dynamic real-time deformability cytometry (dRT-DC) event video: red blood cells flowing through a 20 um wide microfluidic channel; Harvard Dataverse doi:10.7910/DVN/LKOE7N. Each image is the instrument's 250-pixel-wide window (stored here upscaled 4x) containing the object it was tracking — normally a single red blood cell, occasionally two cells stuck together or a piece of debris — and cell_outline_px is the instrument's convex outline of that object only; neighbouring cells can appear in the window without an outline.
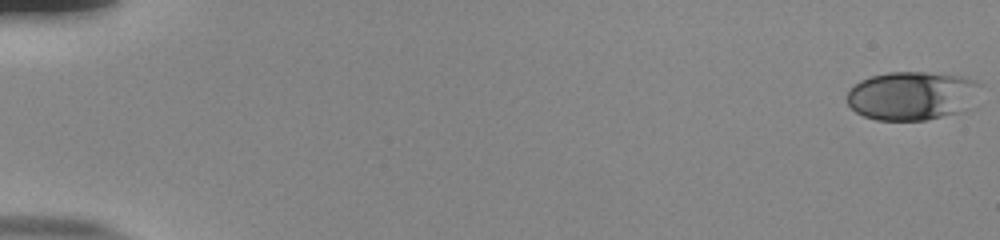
{"species": "human", "species_latin": "Homo sapiens", "temperature_condition": "room temperature", "stored_images_in_passage": 55, "camera_frame_rate_fps": 3000, "um_per_image_px": 0.085, "donor": {"sex": "male"}, "frame": {"image": 1, "passage_image": 1, "time_ms": 0.0, "image_size_px": [1000, 240], "cell_outline_px": [[980, 84], [968, 108], [964, 112], [928, 120], [876, 120], [864, 116], [856, 112], [848, 104], [848, 92], [860, 80], [872, 76], [888, 72], [924, 72], [964, 76], [976, 80]], "centroid_in_image_um": [77.53, 8.14], "position_along_channel_um": 7.5, "area_um2": 37.8}}
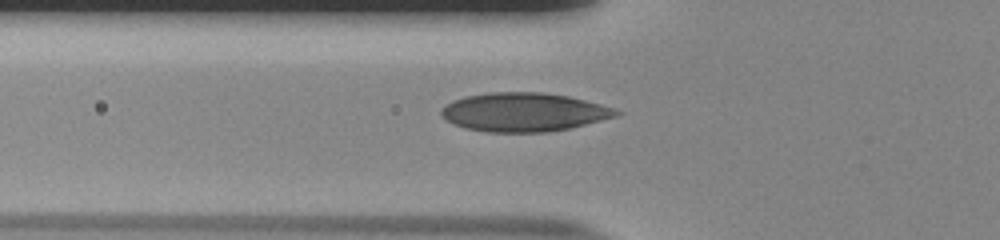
{"frame": {"image": 2, "passage_image": 21, "time_ms": 6.667, "image_size_px": [1000, 240], "cell_outline_px": [[624, 112], [620, 116], [568, 128], [548, 132], [484, 132], [464, 128], [452, 124], [444, 120], [440, 116], [440, 108], [444, 104], [452, 100], [464, 96], [488, 92], [544, 92], [568, 96], [616, 108]], "centroid_in_image_um": [44.48, 9.53], "position_along_channel_um": 81.3, "area_um2": 40.11}}
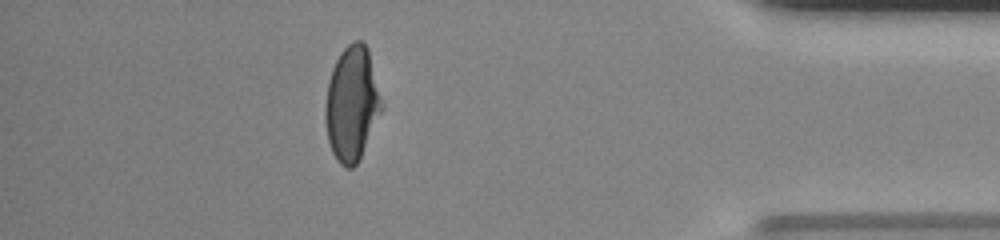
{"frame": {"image": 3, "passage_image": 49, "time_ms": 16.0, "image_size_px": [1000, 240], "cell_outline_px": [[384, 108], [356, 164], [352, 168], [344, 168], [336, 160], [332, 152], [328, 140], [324, 120], [324, 108], [328, 80], [332, 68], [340, 52], [352, 40], [364, 40], [368, 48], [384, 104]], "centroid_in_image_um": [29.91, 8.78], "position_along_channel_um": 405.3, "area_um2": 38.15}, "authors_computed_cell_mechanics": {"area_um2": 37.0498, "velocity_mm_per_s": 3.8535, "shape_relaxation_time_tau1_ms": 5.7764, "shape_relaxation_time_tau2_ms": null, "deformation_change_tau1": 0.2113, "deformation_change_tau2": null}}